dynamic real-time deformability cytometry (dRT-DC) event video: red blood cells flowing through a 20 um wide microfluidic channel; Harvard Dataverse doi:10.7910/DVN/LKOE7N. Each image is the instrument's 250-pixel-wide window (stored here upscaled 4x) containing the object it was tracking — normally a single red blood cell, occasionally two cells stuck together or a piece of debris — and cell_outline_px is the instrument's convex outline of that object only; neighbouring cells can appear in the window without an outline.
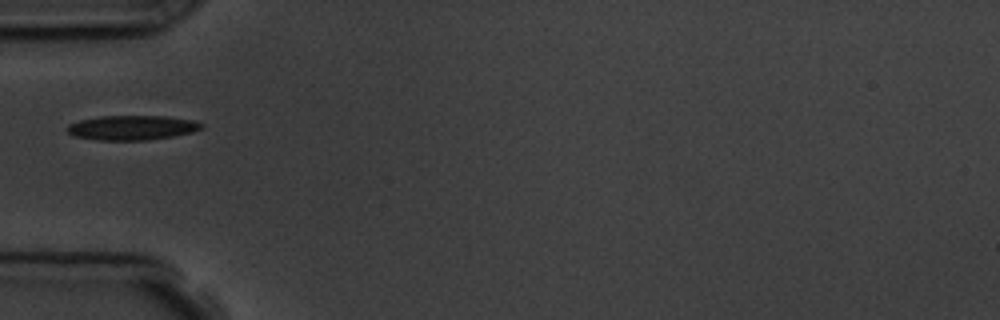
{"species": "common noctule bat (a hibernating species)", "species_latin": "Nyctalus noctula", "temperature_condition": "room temperature", "stored_images_in_passage": 1, "camera_frame_rate_fps": 3000, "um_per_image_px": 0.085, "animal": {"sex": "male", "body_mass_g": 19.5, "forearm_length_mm": 54.6}, "frame": {"image": 1, "passage_image": 1, "time_ms": 0.0, "image_size_px": [1000, 320], "cell_outline_px": [[204, 128], [192, 132], [172, 136], [148, 140], [96, 140], [72, 136], [64, 128], [68, 124], [80, 120], [100, 116], [168, 116], [196, 120], [204, 124]], "centroid_in_image_um": [11.22, 10.85], "position_along_channel_um": 73.8, "area_um2": 19.54}}